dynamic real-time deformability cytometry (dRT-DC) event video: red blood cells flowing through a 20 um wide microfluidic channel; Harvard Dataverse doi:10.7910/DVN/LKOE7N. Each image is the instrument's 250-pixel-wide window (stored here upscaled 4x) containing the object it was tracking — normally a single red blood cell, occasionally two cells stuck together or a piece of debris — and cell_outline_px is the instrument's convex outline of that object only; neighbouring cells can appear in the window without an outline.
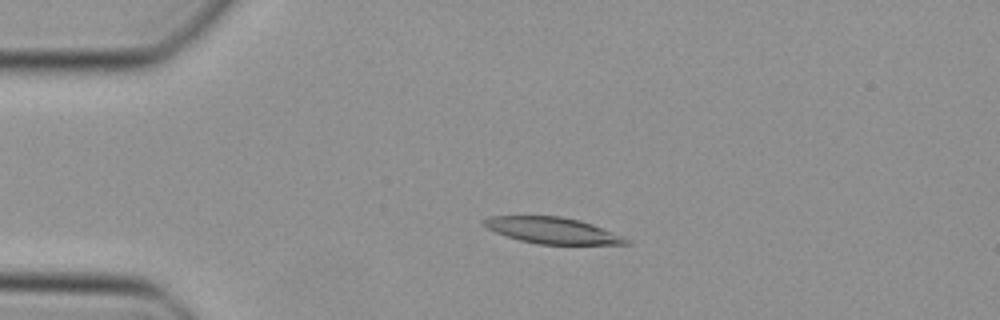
{"species": "Egyptian fruit bat (a non-hibernating species)", "species_latin": "Rousettus aegyptiacus", "temperature_condition": "cold", "stored_images_in_passage": 48, "camera_frame_rate_fps": 3000, "um_per_image_px": 0.085, "animal": {"sex": "female"}, "frame": {"image": 1, "passage_image": 11, "time_ms": 3.333, "image_size_px": [1000, 320], "cell_outline_px": [[632, 240], [628, 244], [536, 244], [520, 240], [496, 232], [480, 224], [480, 220], [488, 216], [560, 216], [580, 220], [592, 224]], "centroid_in_image_um": [46.92, 19.58], "position_along_channel_um": 38.1, "area_um2": 21.68}}
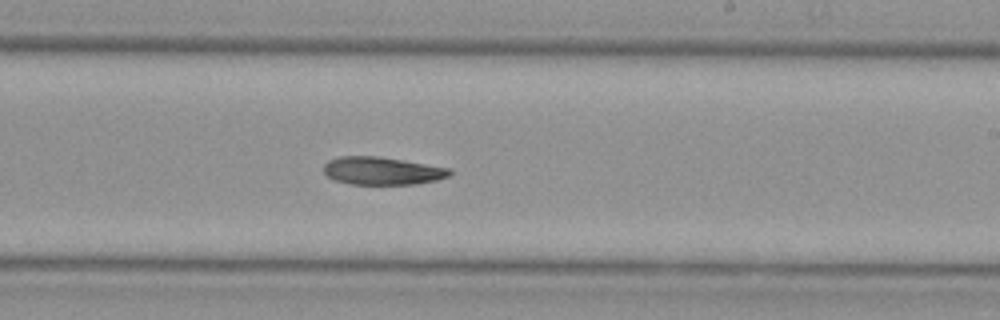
{"frame": {"image": 2, "passage_image": 29, "time_ms": 9.333, "image_size_px": [1000, 320], "cell_outline_px": [[452, 172], [448, 176], [436, 180], [416, 184], [352, 184], [336, 180], [328, 176], [324, 172], [324, 164], [328, 160], [340, 156], [376, 156], [448, 168]], "centroid_in_image_um": [32.44, 14.52], "position_along_channel_um": 256.6, "area_um2": 20.06}}
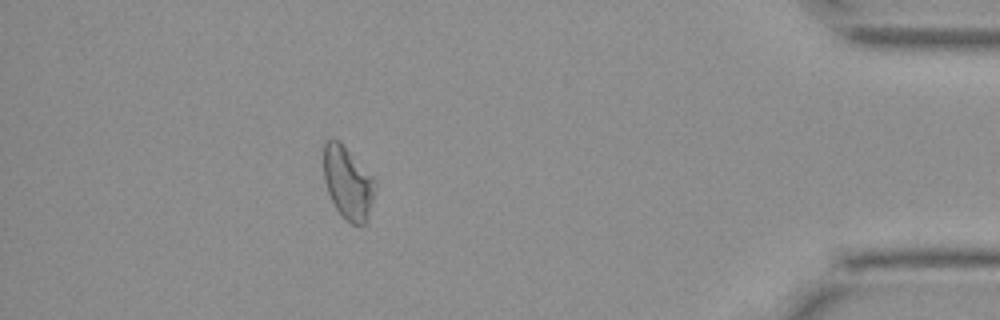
{"frame": {"image": 3, "passage_image": 43, "time_ms": 14.0, "image_size_px": [1000, 320], "cell_outline_px": [[376, 184], [372, 204], [368, 220], [364, 224], [352, 224], [336, 208], [328, 192], [324, 180], [324, 140], [336, 140], [376, 180]], "centroid_in_image_um": [29.58, 15.58], "position_along_channel_um": 405.6, "area_um2": 21.1}}